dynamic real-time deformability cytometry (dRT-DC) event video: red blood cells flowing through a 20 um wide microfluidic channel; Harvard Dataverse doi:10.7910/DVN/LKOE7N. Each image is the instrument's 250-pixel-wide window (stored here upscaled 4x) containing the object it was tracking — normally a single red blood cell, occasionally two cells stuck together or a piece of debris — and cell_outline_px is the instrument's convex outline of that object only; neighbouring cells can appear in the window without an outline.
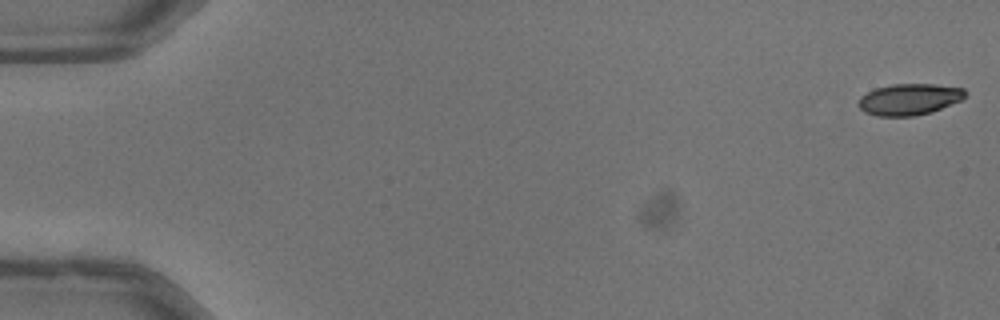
{"species": "common noctule bat (a hibernating species)", "species_latin": "Nyctalus noctula", "temperature_condition": "warm", "stored_images_in_passage": 52, "camera_frame_rate_fps": 3000, "um_per_image_px": 0.085, "animal": {"sex": "male", "body_mass_g": 13.3}, "frame": {"image": 1, "passage_image": 1, "time_ms": 0.0, "image_size_px": [1000, 320], "cell_outline_px": [[968, 92], [960, 100], [932, 112], [916, 116], [876, 116], [864, 112], [856, 104], [860, 96], [876, 88], [892, 84], [936, 84], [964, 88]], "centroid_in_image_um": [77.27, 8.44], "position_along_channel_um": 7.7, "area_um2": 19.65}}
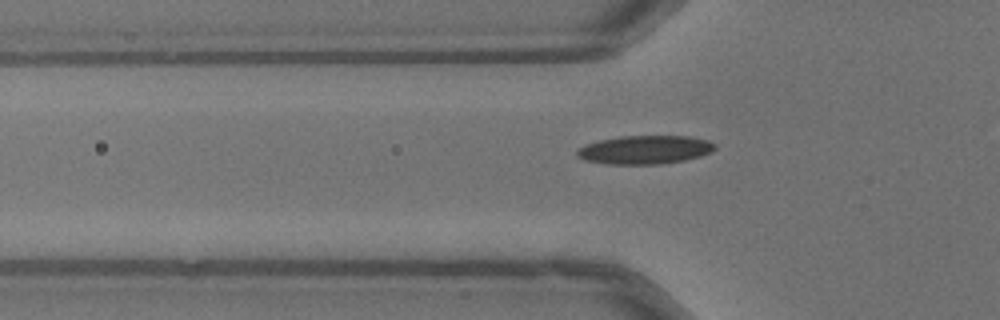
{"frame": {"image": 2, "passage_image": 18, "time_ms": 5.667, "image_size_px": [1000, 320], "cell_outline_px": [[716, 148], [712, 152], [700, 156], [684, 160], [660, 164], [604, 164], [584, 160], [576, 156], [576, 152], [584, 144], [600, 140], [620, 136], [688, 136], [708, 140], [716, 144]], "centroid_in_image_um": [54.81, 12.73], "position_along_channel_um": 71.0, "area_um2": 23.06}}
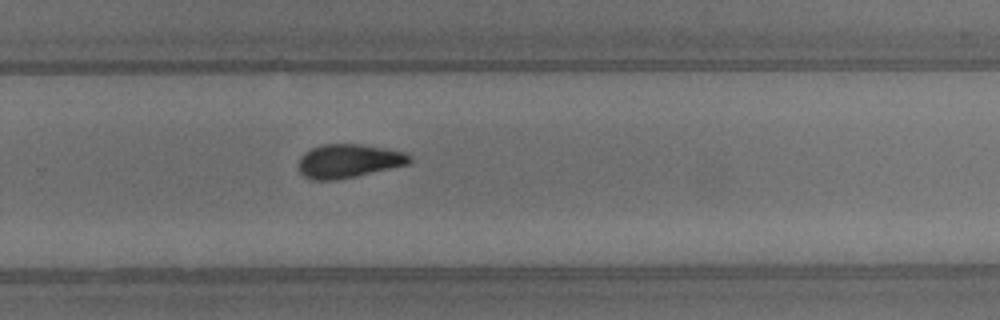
{"frame": {"image": 3, "passage_image": 35, "time_ms": 11.333, "image_size_px": [1000, 320], "cell_outline_px": [[412, 160], [408, 164], [356, 176], [336, 180], [316, 180], [304, 176], [300, 172], [300, 156], [304, 152], [312, 148], [324, 144], [360, 144], [384, 148], [404, 152], [412, 156]], "centroid_in_image_um": [29.64, 13.68], "position_along_channel_um": 300.2, "area_um2": 21.62}, "authors_computed_cell_mechanics": {"area_um2": 21.1837, "velocity_mm_per_s": 4.0375, "shape_relaxation_time_tau1_ms": 4.3132, "shape_relaxation_time_tau2_ms": 9.5606, "deformation_change_tau1": 0.138, "deformation_change_tau2": 0.1763}}